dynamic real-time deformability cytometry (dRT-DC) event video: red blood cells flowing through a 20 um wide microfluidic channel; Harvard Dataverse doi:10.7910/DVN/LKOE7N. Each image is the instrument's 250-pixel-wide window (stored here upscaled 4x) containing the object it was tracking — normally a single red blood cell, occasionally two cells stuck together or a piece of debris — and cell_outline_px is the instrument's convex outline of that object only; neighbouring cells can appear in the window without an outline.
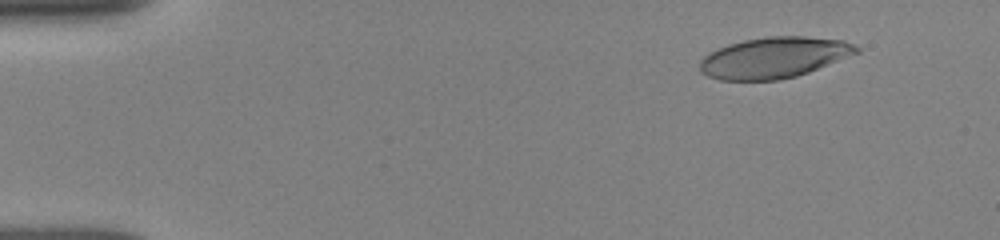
{"species": "human", "species_latin": "Homo sapiens", "temperature_condition": "room temperature", "stored_images_in_passage": 39, "camera_frame_rate_fps": 3000, "um_per_image_px": 0.085, "donor": {"sex": "female"}, "frame": {"image": 1, "passage_image": 2, "time_ms": 0.667, "image_size_px": [1000, 240], "cell_outline_px": [[860, 52], [808, 72], [796, 76], [780, 80], [720, 80], [708, 76], [700, 72], [700, 60], [708, 52], [716, 48], [728, 44], [744, 40], [768, 36], [804, 36], [844, 40], [856, 44], [860, 48]], "centroid_in_image_um": [65.79, 4.89], "position_along_channel_um": 19.2, "area_um2": 37.57}}
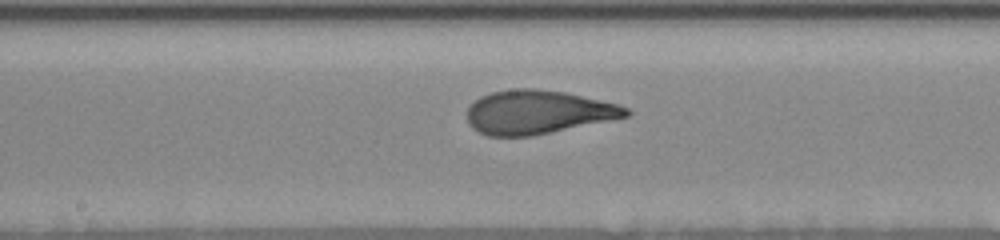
{"frame": {"image": 2, "passage_image": 22, "time_ms": 8.0, "image_size_px": [1000, 240], "cell_outline_px": [[632, 112], [628, 116], [532, 136], [488, 136], [472, 128], [468, 124], [468, 108], [480, 96], [492, 92], [512, 88], [532, 88], [564, 92], [620, 104], [628, 108]], "centroid_in_image_um": [45.71, 9.53], "position_along_channel_um": 202.5, "area_um2": 40.34}}
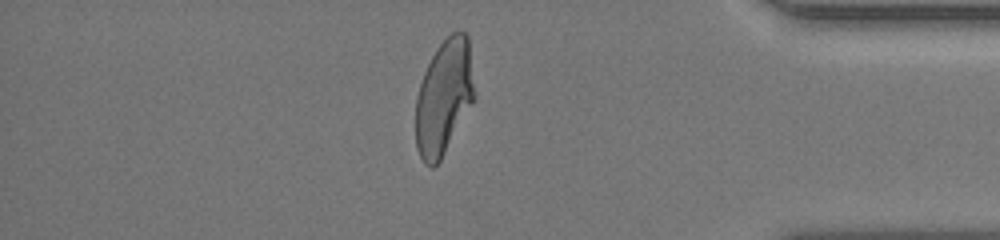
{"frame": {"image": 3, "passage_image": 38, "time_ms": 13.667, "image_size_px": [1000, 240], "cell_outline_px": [[476, 100], [440, 160], [432, 168], [424, 164], [416, 148], [416, 96], [424, 72], [436, 48], [452, 32], [464, 32], [468, 36], [476, 96]], "centroid_in_image_um": [37.75, 8.28], "position_along_channel_um": 397.4, "area_um2": 39.65}}